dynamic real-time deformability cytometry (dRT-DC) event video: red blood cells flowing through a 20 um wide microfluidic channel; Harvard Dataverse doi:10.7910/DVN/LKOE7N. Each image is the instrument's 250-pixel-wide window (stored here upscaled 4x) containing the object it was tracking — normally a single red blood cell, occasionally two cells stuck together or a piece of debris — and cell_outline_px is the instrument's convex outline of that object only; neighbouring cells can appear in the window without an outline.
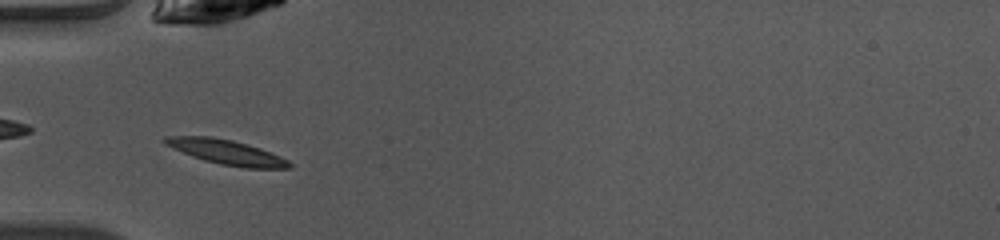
{"species": "common noctule bat (a hibernating species)", "species_latin": "Nyctalus noctula", "temperature_condition": "warm", "stored_images_in_passage": 40, "camera_frame_rate_fps": 3000, "um_per_image_px": 0.085, "animal": {"sex": "female", "body_mass_g": 10.0, "forearm_length_mm": 53.1}, "frame": {"image": 1, "passage_image": 7, "time_ms": 2.0, "image_size_px": [1000, 240], "cell_outline_px": [[292, 168], [244, 168], [220, 164], [204, 160], [192, 156], [164, 144], [160, 140], [164, 136], [208, 136], [232, 140], [260, 148], [280, 156], [288, 160], [292, 164]], "centroid_in_image_um": [19.24, 12.93], "position_along_channel_um": 65.8, "area_um2": 17.86}, "authors_computed_cell_mechanics": {"area_um2": 16.7331, "velocity_mm_per_s": 4.1107, "shape_relaxation_time_tau1_ms": 4.6492, "shape_relaxation_time_tau2_ms": 5.5208, "deformation_change_tau1": 0.1691, "deformation_change_tau2": 0.159}}